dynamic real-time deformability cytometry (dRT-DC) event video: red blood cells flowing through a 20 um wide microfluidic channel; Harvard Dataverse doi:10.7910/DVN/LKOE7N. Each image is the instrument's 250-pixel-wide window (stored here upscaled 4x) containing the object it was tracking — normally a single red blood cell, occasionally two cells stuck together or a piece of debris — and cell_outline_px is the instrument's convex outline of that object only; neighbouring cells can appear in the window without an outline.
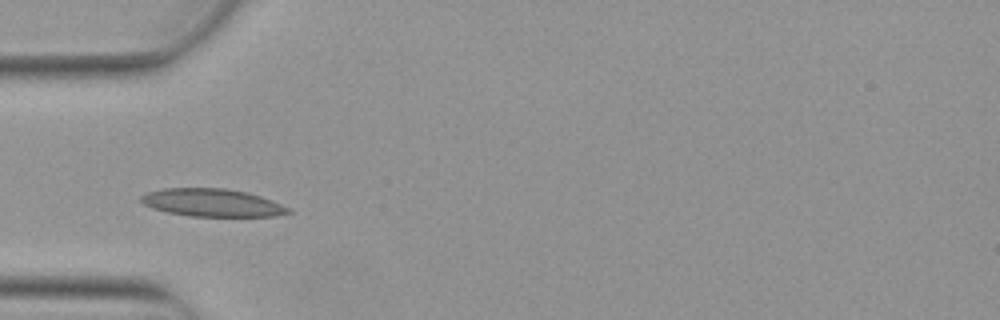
{"species": "Egyptian fruit bat (a non-hibernating species)", "species_latin": "Rousettus aegyptiacus", "temperature_condition": "warm", "stored_images_in_passage": 3, "camera_frame_rate_fps": 3000, "um_per_image_px": 0.085, "animal": {"sex": "female"}, "frame": {"image": 1, "passage_image": 1, "time_ms": 0.0, "image_size_px": [1000, 320], "cell_outline_px": [[292, 212], [276, 216], [192, 216], [168, 212], [152, 208], [144, 204], [140, 200], [140, 196], [148, 192], [164, 188], [224, 188], [248, 192], [272, 200], [288, 208]], "centroid_in_image_um": [18.03, 17.22], "position_along_channel_um": 67.0, "area_um2": 23.7}}
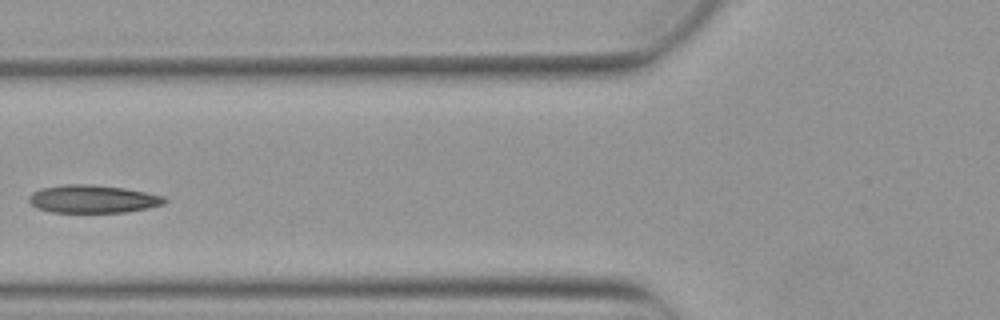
{"frame": {"image": 2, "passage_image": 2, "time_ms": 0.333, "image_size_px": [1000, 320], "cell_outline_px": [[168, 200], [164, 204], [148, 208], [124, 212], [52, 212], [36, 208], [28, 200], [28, 196], [32, 192], [40, 188], [64, 184], [88, 184], [124, 188], [164, 196]], "centroid_in_image_um": [7.86, 16.91], "position_along_channel_um": 117.9, "area_um2": 22.08}}
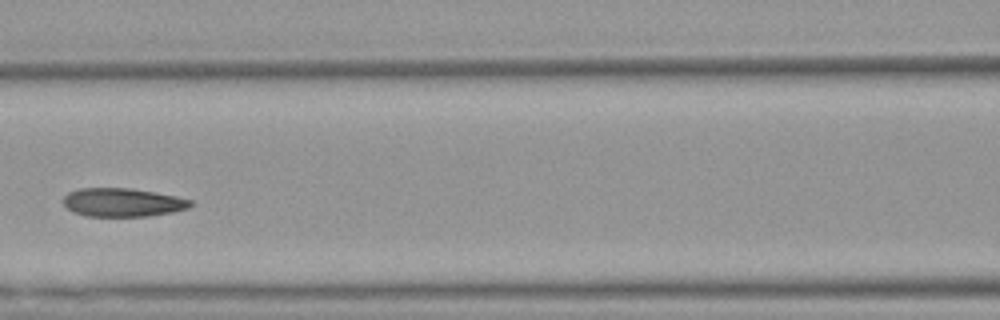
{"frame": {"image": 3, "passage_image": 3, "time_ms": 0.667, "image_size_px": [1000, 320], "cell_outline_px": [[192, 204], [188, 208], [172, 212], [148, 216], [84, 216], [72, 212], [64, 204], [64, 196], [68, 192], [80, 188], [128, 188], [156, 192], [176, 196], [192, 200]], "centroid_in_image_um": [10.41, 17.2], "position_along_channel_um": 156.2, "area_um2": 21.15}}